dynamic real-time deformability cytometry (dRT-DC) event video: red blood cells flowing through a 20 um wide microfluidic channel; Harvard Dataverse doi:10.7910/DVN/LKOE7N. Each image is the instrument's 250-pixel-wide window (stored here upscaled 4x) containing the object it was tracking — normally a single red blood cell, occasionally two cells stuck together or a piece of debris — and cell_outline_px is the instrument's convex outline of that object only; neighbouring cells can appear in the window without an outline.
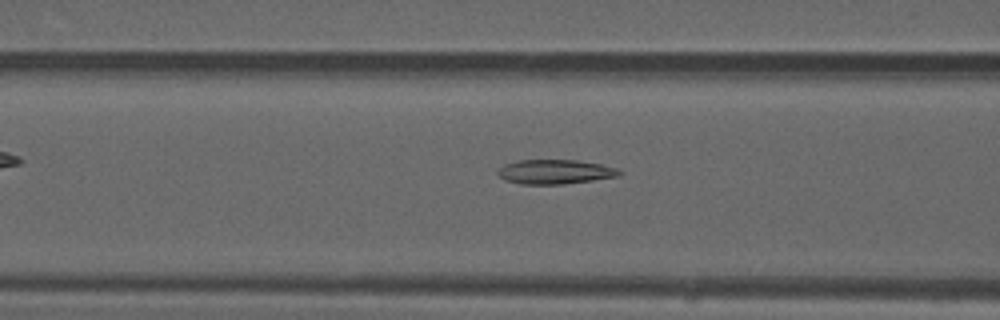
{"species": "common noctule bat (a hibernating species)", "species_latin": "Nyctalus noctula", "temperature_condition": "warm", "stored_images_in_passage": 49, "camera_frame_rate_fps": 3000, "um_per_image_px": 0.085, "animal": {"sex": "male", "forearm_length_mm": 52.5}, "frame": {"image": 1, "passage_image": 19, "time_ms": 6.0, "image_size_px": [1000, 320], "cell_outline_px": [[620, 176], [564, 184], [520, 184], [504, 180], [496, 172], [496, 168], [504, 164], [520, 160], [576, 160], [600, 164], [616, 168], [620, 172]], "centroid_in_image_um": [47.11, 14.6], "position_along_channel_um": 119.5, "area_um2": 17.28}}
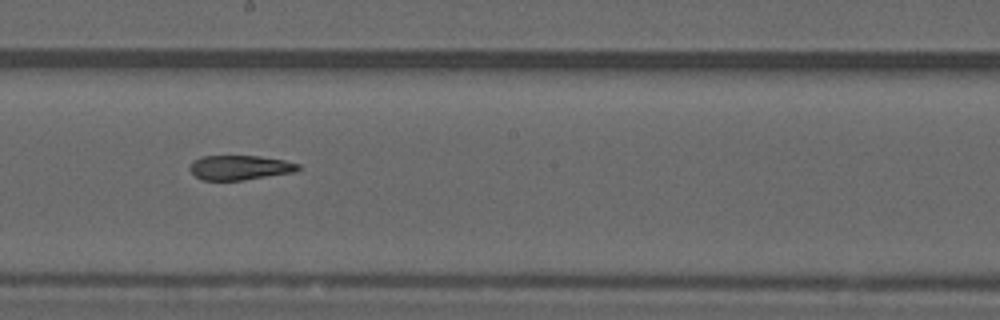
{"frame": {"image": 2, "passage_image": 27, "time_ms": 8.667, "image_size_px": [1000, 320], "cell_outline_px": [[300, 168], [296, 172], [244, 180], [204, 180], [196, 176], [188, 168], [192, 160], [200, 156], [256, 156], [284, 160], [300, 164]], "centroid_in_image_um": [20.38, 14.24], "position_along_channel_um": 227.8, "area_um2": 15.61}}
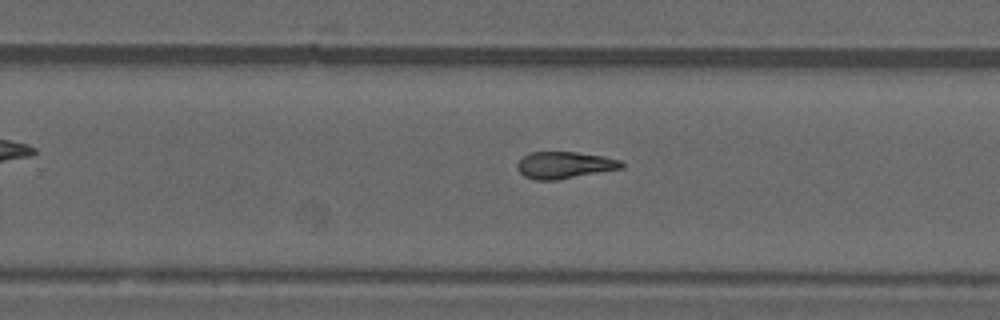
{"frame": {"image": 3, "passage_image": 31, "time_ms": 10.0, "image_size_px": [1000, 320], "cell_outline_px": [[624, 168], [556, 180], [536, 180], [524, 176], [516, 168], [516, 164], [524, 156], [532, 152], [576, 152], [604, 156], [620, 160], [624, 164]], "centroid_in_image_um": [47.99, 14.03], "position_along_channel_um": 281.8, "area_um2": 16.3}, "authors_computed_cell_mechanics": {"area_um2": 16.762, "velocity_mm_per_s": 4.0656, "shape_relaxation_time_tau1_ms": null, "shape_relaxation_time_tau2_ms": 4.1462, "deformation_change_tau1": null, "deformation_change_tau2": 0.1324}}